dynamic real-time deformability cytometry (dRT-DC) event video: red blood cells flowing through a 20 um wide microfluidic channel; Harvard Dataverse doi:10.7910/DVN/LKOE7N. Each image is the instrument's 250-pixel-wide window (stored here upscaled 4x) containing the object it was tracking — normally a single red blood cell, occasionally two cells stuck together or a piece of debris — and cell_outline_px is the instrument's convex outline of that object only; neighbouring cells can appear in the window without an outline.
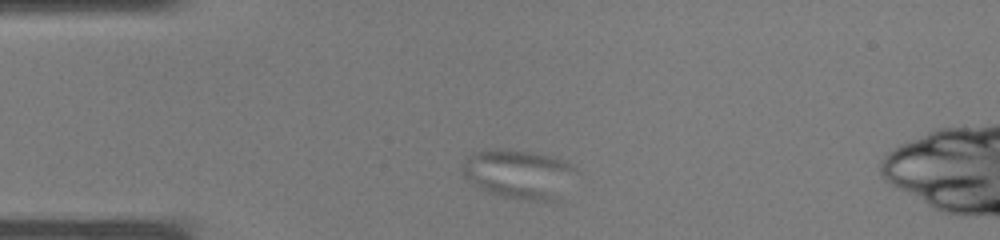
{"species": "common noctule bat (a hibernating species)", "species_latin": "Nyctalus noctula", "temperature_condition": "warm", "stored_images_in_passage": 32, "camera_frame_rate_fps": 3000, "um_per_image_px": 0.085, "animal": {"sex": "male", "body_mass_g": 19.0, "forearm_length_mm": 50.8}, "frame": {"image": 1, "passage_image": 2, "time_ms": 0.333, "image_size_px": [1000, 240], "cell_outline_px": [[580, 172], [556, 200], [528, 200], [500, 196], [488, 192], [472, 184], [464, 176], [460, 168], [468, 156], [476, 152], [496, 148], [500, 148], [532, 152], [552, 156], [564, 160], [576, 168]], "centroid_in_image_um": [44.12, 14.78], "position_along_channel_um": 40.9, "area_um2": 32.71}}
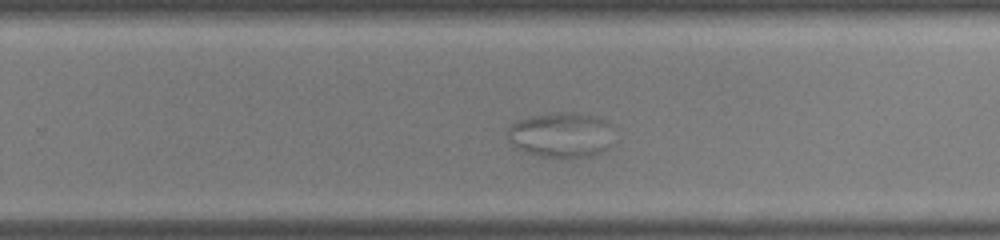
{"frame": {"image": 2, "passage_image": 18, "time_ms": 5.667, "image_size_px": [1000, 240], "cell_outline_px": [[612, 124], [608, 148], [592, 156], [568, 160], [564, 160], [540, 156], [516, 148], [508, 140], [508, 128], [516, 120], [532, 116], [552, 112], [576, 112], [600, 116], [608, 120]], "centroid_in_image_um": [47.71, 11.47], "position_along_channel_um": 282.1, "area_um2": 28.78}}
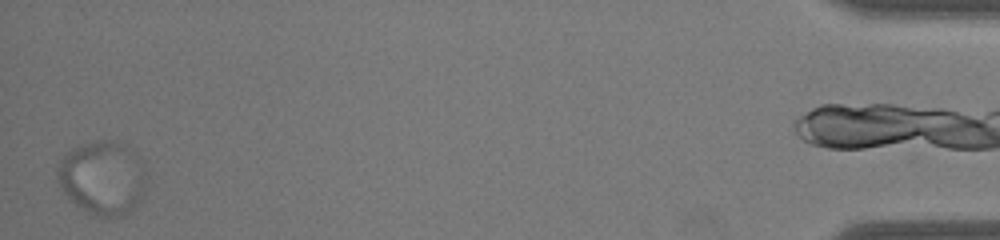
{"frame": {"image": 3, "passage_image": 32, "time_ms": 10.333, "image_size_px": [1000, 240], "cell_outline_px": [[144, 188], [136, 204], [124, 216], [92, 216], [80, 208], [64, 192], [56, 176], [56, 168], [60, 160], [72, 148], [84, 144], [100, 140], [108, 140], [132, 152], [140, 160], [144, 172]], "centroid_in_image_um": [8.65, 15.15], "position_along_channel_um": 426.5, "area_um2": 37.22}}